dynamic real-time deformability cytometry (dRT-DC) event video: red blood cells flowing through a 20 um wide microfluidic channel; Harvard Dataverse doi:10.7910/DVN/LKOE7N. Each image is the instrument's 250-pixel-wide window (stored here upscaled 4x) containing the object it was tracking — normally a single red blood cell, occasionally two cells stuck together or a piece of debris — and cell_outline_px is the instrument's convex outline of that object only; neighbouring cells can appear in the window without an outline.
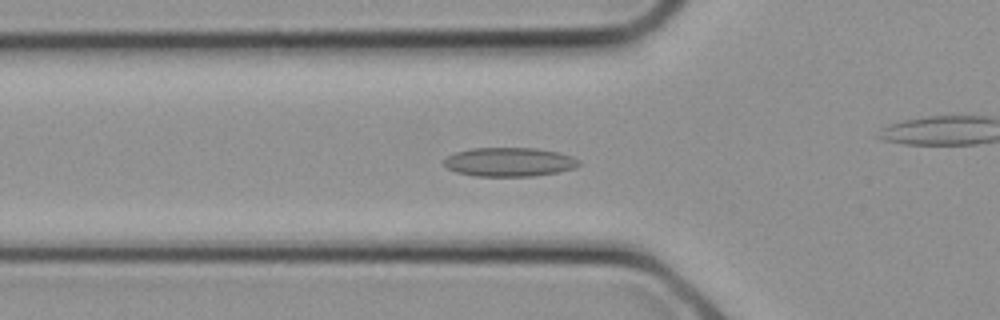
{"species": "common noctule bat (a hibernating species)", "species_latin": "Nyctalus noctula", "temperature_condition": "cold", "stored_images_in_passage": 28, "camera_frame_rate_fps": 3000, "um_per_image_px": 0.085, "animal": {"sex": "female", "body_mass_g": 21.9}, "frame": {"image": 1, "passage_image": 9, "time_ms": 2.667, "image_size_px": [1000, 320], "cell_outline_px": [[580, 164], [576, 168], [536, 176], [476, 176], [456, 172], [448, 168], [444, 164], [444, 160], [448, 156], [456, 152], [472, 148], [536, 148], [560, 152], [572, 156], [580, 160]], "centroid_in_image_um": [43.33, 13.77], "position_along_channel_um": 82.5, "area_um2": 22.83}}
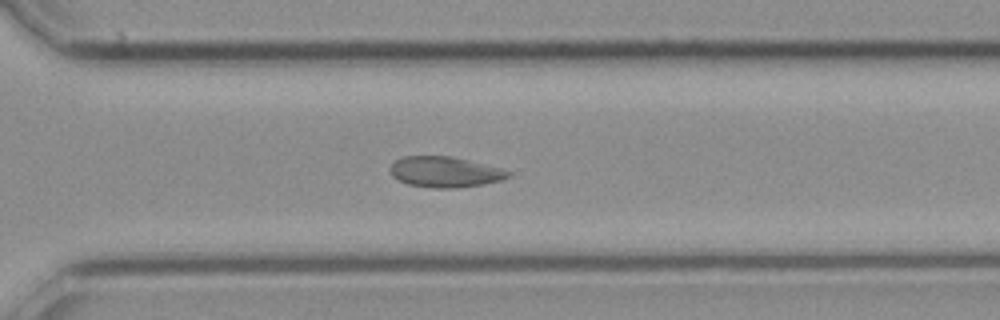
{"frame": {"image": 2, "passage_image": 19, "time_ms": 6.0, "image_size_px": [1000, 320], "cell_outline_px": [[512, 176], [500, 180], [484, 184], [456, 188], [432, 188], [408, 184], [392, 176], [388, 168], [400, 156], [452, 156], [500, 168], [512, 172]], "centroid_in_image_um": [37.81, 14.61], "position_along_channel_um": 332.8, "area_um2": 21.15}}
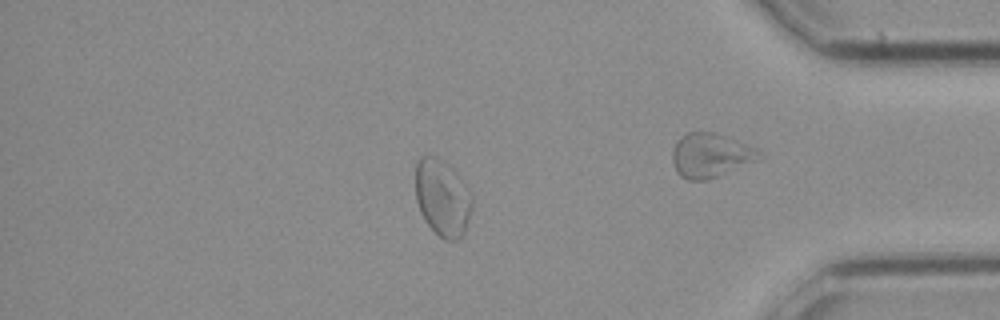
{"frame": {"image": 3, "passage_image": 23, "time_ms": 7.333, "image_size_px": [1000, 320], "cell_outline_px": [[472, 208], [464, 232], [456, 240], [444, 240], [424, 220], [420, 212], [416, 200], [416, 160], [420, 156], [436, 156], [452, 168], [460, 176], [472, 192]], "centroid_in_image_um": [37.61, 16.78], "position_along_channel_um": 397.6, "area_um2": 25.37}}